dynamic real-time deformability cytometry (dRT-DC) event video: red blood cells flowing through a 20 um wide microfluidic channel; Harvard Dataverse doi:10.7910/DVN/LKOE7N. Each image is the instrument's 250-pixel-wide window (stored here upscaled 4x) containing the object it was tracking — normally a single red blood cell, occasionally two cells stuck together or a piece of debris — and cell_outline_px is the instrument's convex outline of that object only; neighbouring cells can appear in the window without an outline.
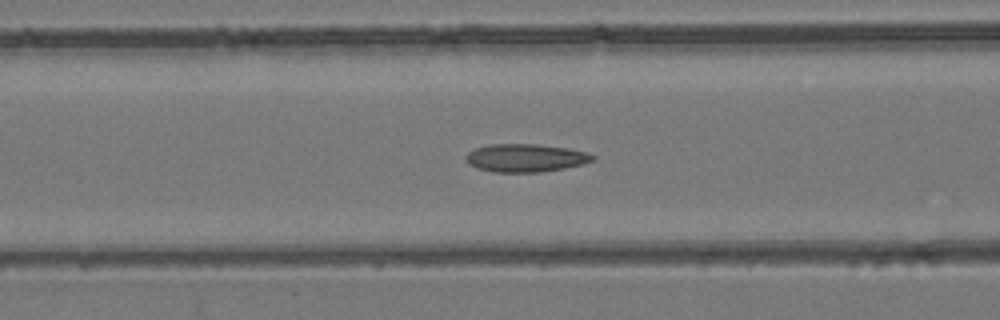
{"species": "common noctule bat (a hibernating species)", "species_latin": "Nyctalus noctula", "temperature_condition": "room temperature", "stored_images_in_passage": 53, "camera_frame_rate_fps": 3000, "um_per_image_px": 0.085, "animal": {"sex": "female", "body_mass_g": 24.6, "forearm_length_mm": 56.2}, "frame": {"image": 1, "passage_image": 22, "time_ms": 7.0, "image_size_px": [1000, 320], "cell_outline_px": [[596, 160], [584, 164], [564, 168], [540, 172], [492, 172], [476, 168], [468, 164], [464, 156], [468, 152], [476, 148], [488, 144], [540, 144], [568, 148], [588, 152], [596, 156]], "centroid_in_image_um": [44.69, 13.42], "position_along_channel_um": 121.9, "area_um2": 21.04}}
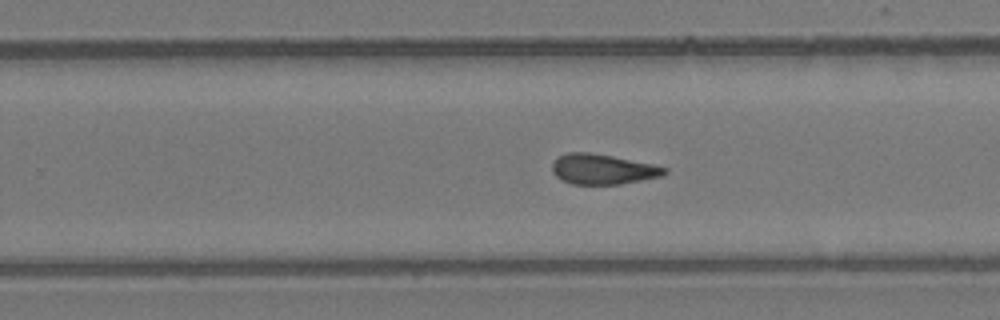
{"frame": {"image": 2, "passage_image": 34, "time_ms": 11.0, "image_size_px": [1000, 320], "cell_outline_px": [[668, 172], [664, 176], [620, 184], [572, 184], [560, 180], [552, 172], [552, 164], [556, 156], [568, 152], [588, 152], [612, 156], [656, 164], [668, 168]], "centroid_in_image_um": [51.25, 14.38], "position_along_channel_um": 278.6, "area_um2": 20.11}}
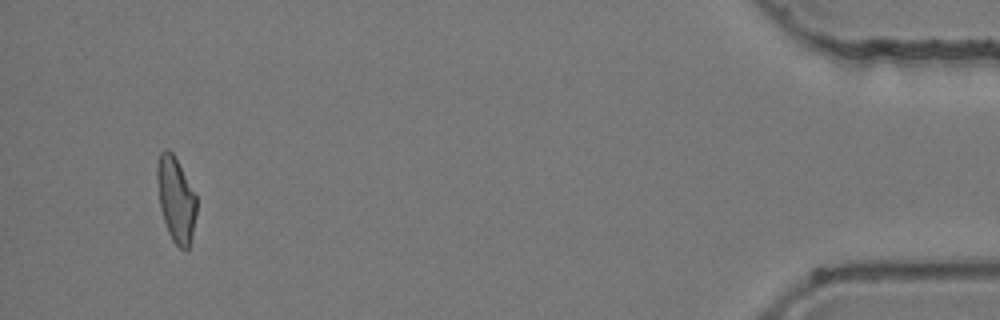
{"frame": {"image": 3, "passage_image": 51, "time_ms": 16.667, "image_size_px": [1000, 320], "cell_outline_px": [[196, 216], [188, 248], [180, 248], [172, 240], [168, 232], [160, 208], [156, 176], [156, 168], [160, 152], [164, 148], [168, 148], [172, 152], [196, 196]], "centroid_in_image_um": [14.93, 16.92], "position_along_channel_um": 420.3, "area_um2": 19.19}, "authors_computed_cell_mechanics": {"area_um2": 20.1722, "velocity_mm_per_s": 3.9229, "shape_relaxation_time_tau1_ms": null, "shape_relaxation_time_tau2_ms": 2.2989, "deformation_change_tau1": null, "deformation_change_tau2": 0.1011}}